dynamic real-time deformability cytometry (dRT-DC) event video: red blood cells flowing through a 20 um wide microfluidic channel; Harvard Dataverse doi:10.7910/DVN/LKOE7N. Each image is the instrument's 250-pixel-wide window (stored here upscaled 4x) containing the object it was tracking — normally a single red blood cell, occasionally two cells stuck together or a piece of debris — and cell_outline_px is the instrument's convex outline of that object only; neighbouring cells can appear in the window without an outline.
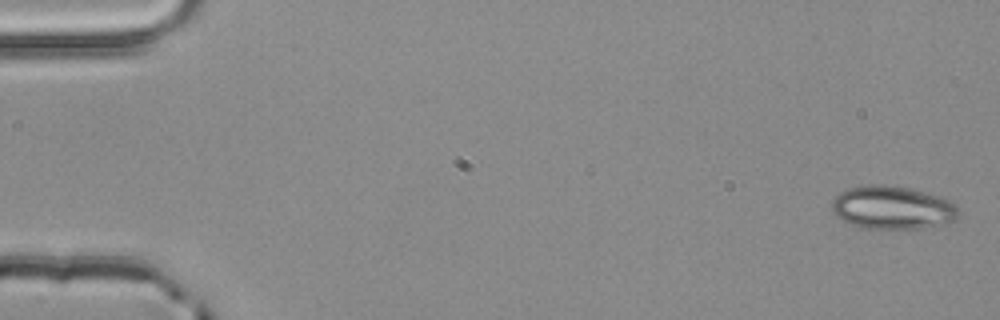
{"species": "common noctule bat (a hibernating species)", "species_latin": "Nyctalus noctula", "temperature_condition": "room temperature", "stored_images_in_passage": 5, "camera_frame_rate_fps": 3000, "um_per_image_px": 0.085, "animal": {"sex": "male", "body_mass_g": 20.4}, "frame": {"image": 1, "passage_image": 1, "time_ms": 0.0, "image_size_px": [1000, 320], "cell_outline_px": [[960, 212], [956, 220], [948, 224], [920, 228], [860, 228], [836, 216], [832, 212], [832, 200], [840, 192], [848, 188], [868, 184], [884, 184], [908, 188], [936, 196], [948, 200]], "centroid_in_image_um": [75.83, 17.65], "position_along_channel_um": 9.2, "area_um2": 31.73}}
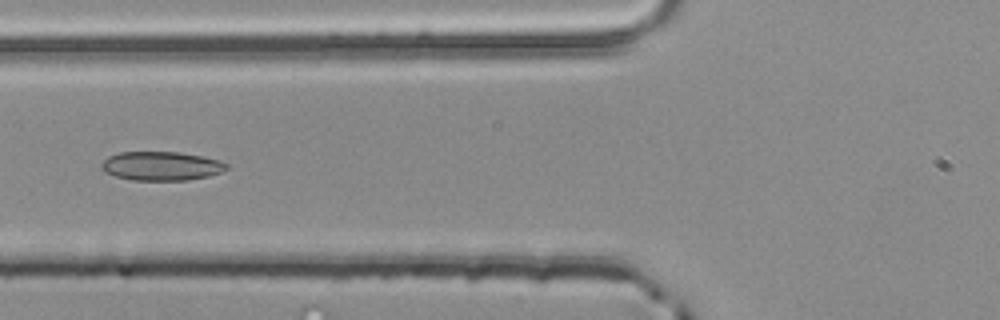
{"frame": {"image": 2, "passage_image": 5, "time_ms": 1.333, "image_size_px": [1000, 320], "cell_outline_px": [[228, 168], [224, 172], [208, 176], [188, 180], [132, 180], [116, 176], [104, 172], [100, 168], [100, 164], [108, 156], [120, 152], [180, 152], [220, 160], [228, 164]], "centroid_in_image_um": [13.71, 14.11], "position_along_channel_um": 112.1, "area_um2": 21.21}}